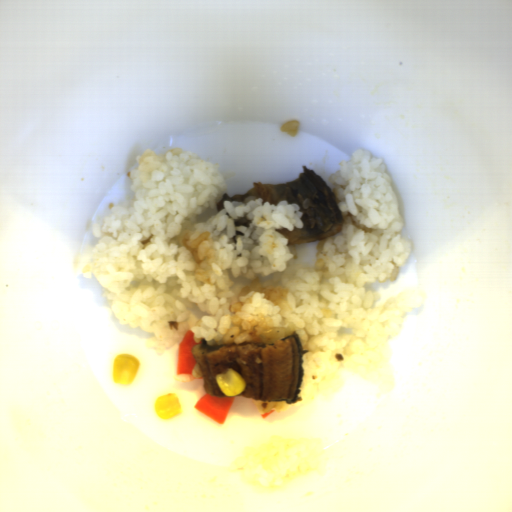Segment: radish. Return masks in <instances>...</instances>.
<instances>
[{
    "mask_svg": "<svg viewBox=\"0 0 512 512\" xmlns=\"http://www.w3.org/2000/svg\"><path fill=\"white\" fill-rule=\"evenodd\" d=\"M236 396H214L207 392L195 403L194 408L219 425H223L234 405Z\"/></svg>",
    "mask_w": 512,
    "mask_h": 512,
    "instance_id": "obj_1",
    "label": "radish"
},
{
    "mask_svg": "<svg viewBox=\"0 0 512 512\" xmlns=\"http://www.w3.org/2000/svg\"><path fill=\"white\" fill-rule=\"evenodd\" d=\"M274 412H276V411L274 409H272L270 412L265 413V414H261L260 413V415H261L262 419H266V418H268Z\"/></svg>",
    "mask_w": 512,
    "mask_h": 512,
    "instance_id": "obj_3",
    "label": "radish"
},
{
    "mask_svg": "<svg viewBox=\"0 0 512 512\" xmlns=\"http://www.w3.org/2000/svg\"><path fill=\"white\" fill-rule=\"evenodd\" d=\"M198 344L192 330H186L178 344L176 374L193 376L192 370L197 362L191 349Z\"/></svg>",
    "mask_w": 512,
    "mask_h": 512,
    "instance_id": "obj_2",
    "label": "radish"
}]
</instances>
